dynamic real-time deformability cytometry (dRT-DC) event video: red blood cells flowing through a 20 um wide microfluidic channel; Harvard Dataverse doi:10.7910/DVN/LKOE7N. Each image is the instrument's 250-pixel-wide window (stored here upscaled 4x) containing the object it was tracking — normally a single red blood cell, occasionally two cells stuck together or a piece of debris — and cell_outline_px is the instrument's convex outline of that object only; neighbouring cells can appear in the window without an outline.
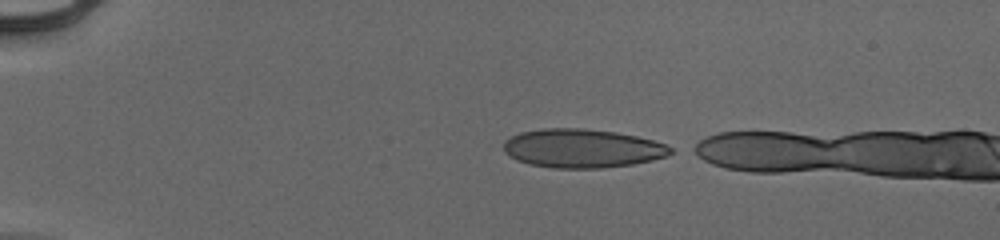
{"species": "human", "species_latin": "Homo sapiens", "temperature_condition": "cold", "stored_images_in_passage": 5, "camera_frame_rate_fps": 3000, "um_per_image_px": 0.085, "donor": {"sex": "male"}, "frame": {"image": 1, "passage_image": 1, "time_ms": 0.0, "image_size_px": [1000, 240], "cell_outline_px": [[672, 152], [668, 156], [652, 160], [632, 164], [600, 168], [552, 168], [528, 164], [516, 160], [508, 156], [504, 152], [504, 140], [520, 132], [544, 128], [580, 128], [616, 132], [636, 136], [652, 140], [664, 144], [672, 148]], "centroid_in_image_um": [49.45, 12.61], "position_along_channel_um": 35.5, "area_um2": 37.74}}